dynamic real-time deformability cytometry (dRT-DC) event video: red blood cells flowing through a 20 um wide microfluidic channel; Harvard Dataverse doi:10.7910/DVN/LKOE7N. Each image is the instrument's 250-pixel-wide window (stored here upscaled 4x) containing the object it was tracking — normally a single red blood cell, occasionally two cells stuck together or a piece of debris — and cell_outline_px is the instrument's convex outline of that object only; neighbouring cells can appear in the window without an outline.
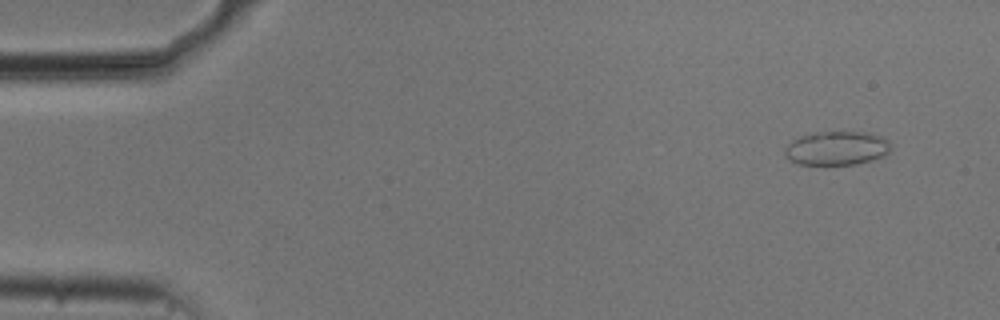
{"species": "common noctule bat (a hibernating species)", "species_latin": "Nyctalus noctula", "temperature_condition": "cold", "stored_images_in_passage": 49, "camera_frame_rate_fps": 3000, "um_per_image_px": 0.085, "animal": {"sex": "male", "body_mass_g": 20.5, "forearm_length_mm": 52.5}, "frame": {"image": 1, "passage_image": 1, "time_ms": 0.0, "image_size_px": [1000, 320], "cell_outline_px": [[892, 148], [884, 156], [872, 160], [856, 164], [796, 164], [784, 156], [784, 148], [792, 140], [800, 136], [816, 132], [868, 132], [880, 136], [888, 140], [892, 144]], "centroid_in_image_um": [71.13, 12.59], "position_along_channel_um": 13.9, "area_um2": 21.1}}